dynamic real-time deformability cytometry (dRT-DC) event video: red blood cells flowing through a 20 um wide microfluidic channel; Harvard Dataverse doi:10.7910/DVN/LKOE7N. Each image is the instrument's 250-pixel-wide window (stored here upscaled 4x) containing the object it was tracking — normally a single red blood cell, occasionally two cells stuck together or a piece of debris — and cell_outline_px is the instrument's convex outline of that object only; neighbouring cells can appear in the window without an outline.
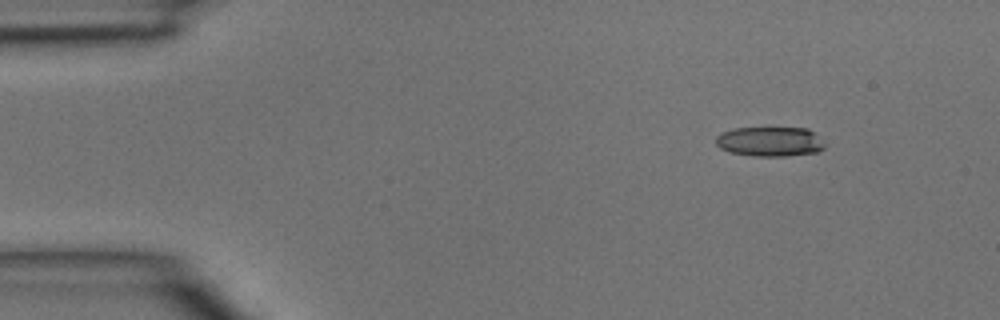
{"species": "common noctule bat (a hibernating species)", "species_latin": "Nyctalus noctula", "temperature_condition": "room temperature", "stored_images_in_passage": 2, "camera_frame_rate_fps": 3000, "um_per_image_px": 0.085, "animal": {"sex": "male", "body_mass_g": 15.6}, "frame": {"image": 1, "passage_image": 1, "time_ms": 0.0, "image_size_px": [1000, 320], "cell_outline_px": [[824, 148], [816, 152], [788, 156], [752, 156], [728, 152], [720, 148], [716, 144], [716, 136], [720, 132], [732, 128], [808, 128], [824, 144]], "centroid_in_image_um": [65.37, 12.04], "position_along_channel_um": 19.6, "area_um2": 18.84}}